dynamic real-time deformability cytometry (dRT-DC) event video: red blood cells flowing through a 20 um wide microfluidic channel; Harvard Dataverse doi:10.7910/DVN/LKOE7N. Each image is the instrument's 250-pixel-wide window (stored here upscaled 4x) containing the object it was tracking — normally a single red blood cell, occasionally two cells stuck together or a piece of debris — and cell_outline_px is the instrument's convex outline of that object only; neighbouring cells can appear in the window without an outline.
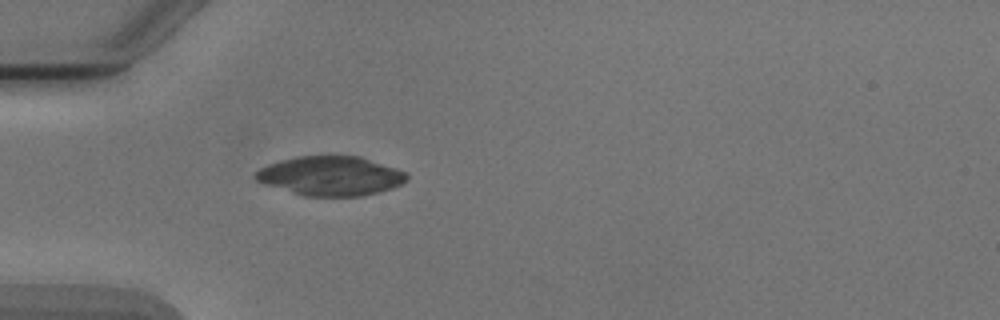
{"species": "Egyptian fruit bat (a non-hibernating species)", "species_latin": "Rousettus aegyptiacus", "temperature_condition": "cold", "stored_images_in_passage": 5, "camera_frame_rate_fps": 3000, "um_per_image_px": 0.085, "animal": {"sex": "male"}, "frame": {"image": 1, "passage_image": 5, "time_ms": 4.667, "image_size_px": [1000, 320], "cell_outline_px": [[408, 180], [392, 188], [380, 192], [360, 196], [304, 196], [264, 184], [256, 180], [252, 176], [260, 168], [268, 164], [280, 160], [296, 156], [360, 156], [408, 172]], "centroid_in_image_um": [28.1, 14.95], "position_along_channel_um": 56.9, "area_um2": 34.8}}